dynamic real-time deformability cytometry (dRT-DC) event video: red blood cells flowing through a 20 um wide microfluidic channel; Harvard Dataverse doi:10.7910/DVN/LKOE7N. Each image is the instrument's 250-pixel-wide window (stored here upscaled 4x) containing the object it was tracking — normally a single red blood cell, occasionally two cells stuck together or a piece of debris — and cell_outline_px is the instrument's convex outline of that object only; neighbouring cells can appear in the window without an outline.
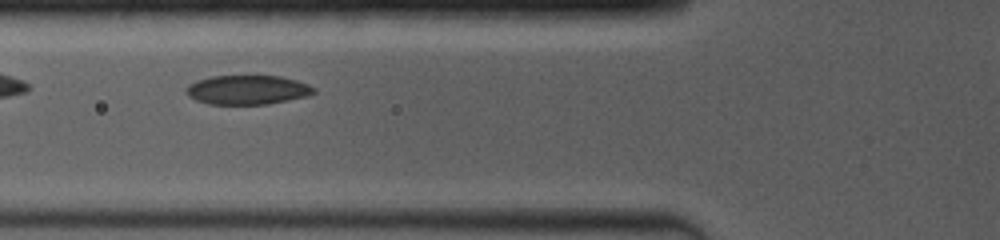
{"species": "common noctule bat (a hibernating species)", "species_latin": "Nyctalus noctula", "temperature_condition": "room temperature", "stored_images_in_passage": 37, "camera_frame_rate_fps": 4000, "um_per_image_px": 0.085, "animal": {"sex": "female", "body_mass_g": 19.0, "forearm_length_mm": 53.3}, "frame": {"image": 1, "passage_image": 4, "time_ms": 0.75, "image_size_px": [1000, 240], "cell_outline_px": [[316, 92], [308, 96], [268, 104], [208, 104], [196, 100], [188, 96], [184, 92], [184, 88], [188, 84], [196, 80], [212, 76], [280, 76], [296, 80], [308, 84], [316, 88]], "centroid_in_image_um": [21.01, 7.64], "position_along_channel_um": 104.8, "area_um2": 21.96}}
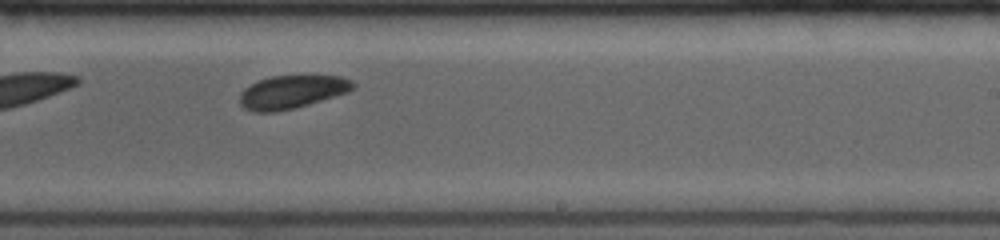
{"frame": {"image": 2, "passage_image": 20, "time_ms": 4.75, "image_size_px": [1000, 240], "cell_outline_px": [[356, 84], [348, 92], [308, 104], [276, 112], [256, 112], [244, 108], [240, 104], [240, 92], [244, 88], [260, 80], [272, 76], [340, 76], [352, 80]], "centroid_in_image_um": [24.8, 7.81], "position_along_channel_um": 264.2, "area_um2": 21.62}}
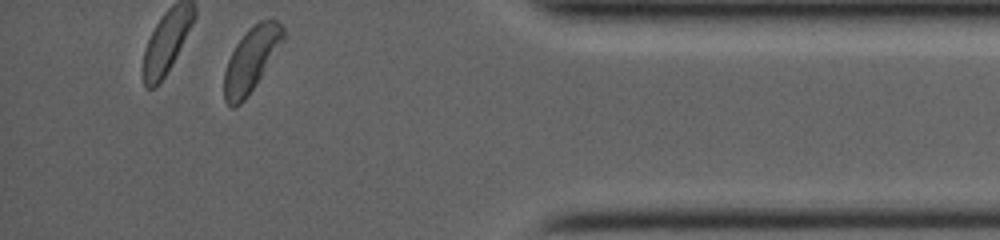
{"frame": {"image": 3, "passage_image": 37, "time_ms": 9.0, "image_size_px": [1000, 240], "cell_outline_px": [[284, 40], [244, 100], [240, 104], [232, 108], [224, 100], [224, 72], [228, 60], [236, 44], [248, 28], [260, 20], [272, 16], [284, 28]], "centroid_in_image_um": [21.34, 5.0], "position_along_channel_um": 413.9, "area_um2": 21.73}}